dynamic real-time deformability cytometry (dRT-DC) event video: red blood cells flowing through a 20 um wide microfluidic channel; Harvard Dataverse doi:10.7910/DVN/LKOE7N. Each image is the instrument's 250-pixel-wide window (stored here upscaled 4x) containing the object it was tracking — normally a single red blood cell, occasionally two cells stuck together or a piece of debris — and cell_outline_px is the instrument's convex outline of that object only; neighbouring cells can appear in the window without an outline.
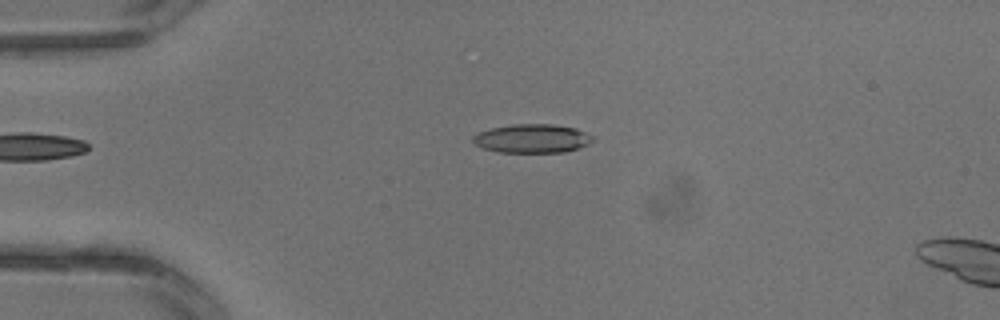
{"species": "common noctule bat (a hibernating species)", "species_latin": "Nyctalus noctula", "temperature_condition": "warm", "stored_images_in_passage": 5, "camera_frame_rate_fps": 3000, "um_per_image_px": 0.085, "animal": {"sex": "male", "body_mass_g": 13.3}, "frame": {"image": 1, "passage_image": 4, "time_ms": 1.0, "image_size_px": [1000, 320], "cell_outline_px": [[596, 140], [588, 144], [564, 152], [500, 152], [484, 148], [476, 144], [472, 140], [472, 136], [480, 132], [492, 128], [512, 124], [552, 124], [576, 128], [596, 136]], "centroid_in_image_um": [45.29, 11.76], "position_along_channel_um": 39.7, "area_um2": 20.06}}